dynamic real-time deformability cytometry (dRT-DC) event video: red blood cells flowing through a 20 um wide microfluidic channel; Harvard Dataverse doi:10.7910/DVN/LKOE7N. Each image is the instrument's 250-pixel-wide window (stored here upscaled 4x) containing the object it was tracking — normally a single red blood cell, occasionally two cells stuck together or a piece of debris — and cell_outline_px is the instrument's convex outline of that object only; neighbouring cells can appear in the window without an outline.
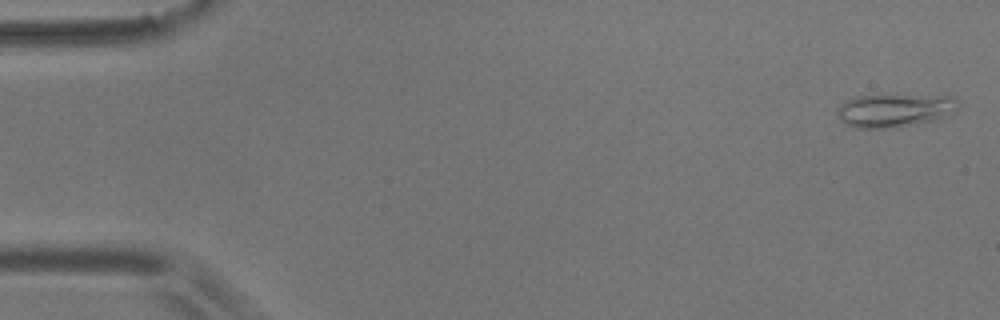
{"species": "common noctule bat (a hibernating species)", "species_latin": "Nyctalus noctula", "temperature_condition": "room temperature", "stored_images_in_passage": 56, "camera_frame_rate_fps": 3000, "um_per_image_px": 0.085, "animal": {"sex": "male", "body_mass_g": 17.9}, "frame": {"image": 1, "passage_image": 2, "time_ms": 0.333, "image_size_px": [1000, 320], "cell_outline_px": [[960, 108], [956, 112], [948, 116], [916, 124], [888, 128], [856, 128], [840, 120], [836, 112], [836, 108], [840, 104], [856, 96], [896, 92], [956, 96], [960, 104]], "centroid_in_image_um": [76.13, 9.31], "position_along_channel_um": 8.9, "area_um2": 24.85}}
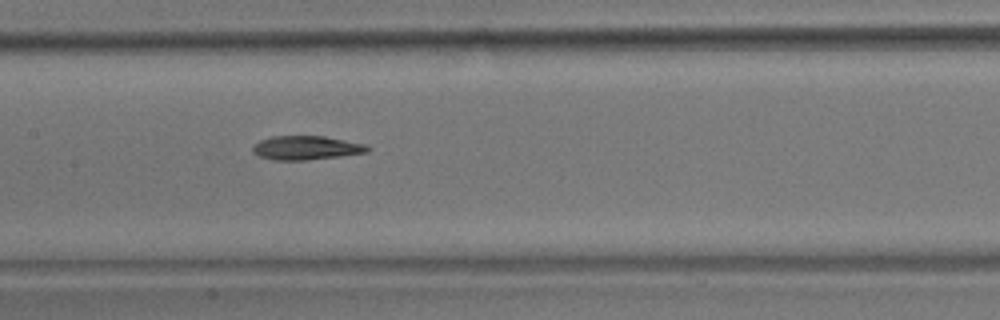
{"frame": {"image": 2, "passage_image": 27, "time_ms": 8.667, "image_size_px": [1000, 320], "cell_outline_px": [[372, 148], [368, 152], [340, 156], [304, 160], [276, 160], [256, 156], [252, 152], [252, 144], [260, 140], [272, 136], [324, 136], [368, 144]], "centroid_in_image_um": [26.02, 12.56], "position_along_channel_um": 181.4, "area_um2": 16.24}}
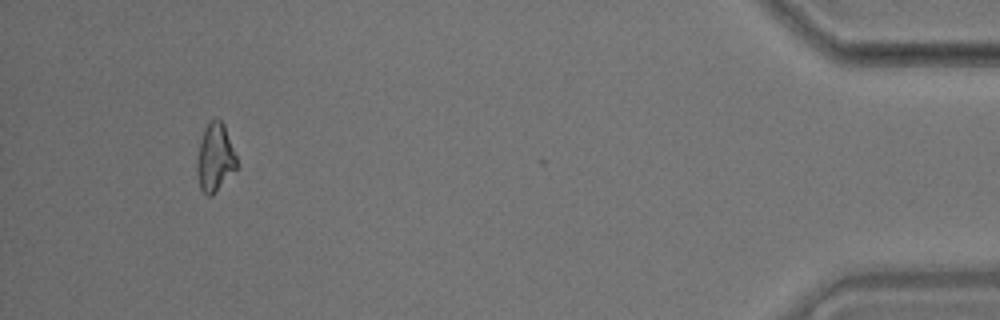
{"frame": {"image": 3, "passage_image": 52, "time_ms": 17.0, "image_size_px": [1000, 320], "cell_outline_px": [[236, 168], [212, 196], [208, 196], [200, 188], [196, 172], [196, 160], [200, 140], [204, 128], [208, 120], [220, 120], [224, 124], [236, 156]], "centroid_in_image_um": [18.24, 13.38], "position_along_channel_um": 417.0, "area_um2": 15.66}, "authors_computed_cell_mechanics": {"area_um2": 16.2707, "velocity_mm_per_s": 3.6453, "shape_relaxation_time_tau1_ms": 5.0346, "shape_relaxation_time_tau2_ms": 9.279, "deformation_change_tau1": 0.1525, "deformation_change_tau2": 0.1746}}